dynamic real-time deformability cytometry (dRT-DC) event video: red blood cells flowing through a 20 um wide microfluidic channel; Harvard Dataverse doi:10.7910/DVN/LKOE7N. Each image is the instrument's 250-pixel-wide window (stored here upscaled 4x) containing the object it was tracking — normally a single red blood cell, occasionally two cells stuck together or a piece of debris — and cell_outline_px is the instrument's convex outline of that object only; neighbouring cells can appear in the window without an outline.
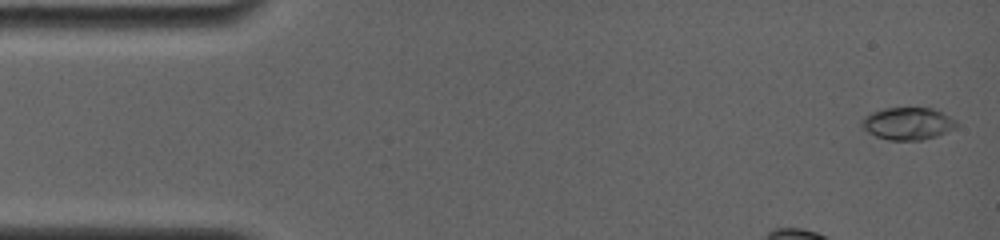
{"species": "common noctule bat (a hibernating species)", "species_latin": "Nyctalus noctula", "temperature_condition": "room temperature", "stored_images_in_passage": 20, "camera_frame_rate_fps": 4000, "um_per_image_px": 0.085, "animal": {"sex": "female", "body_mass_g": 19.0, "forearm_length_mm": 56.7}, "frame": {"image": 1, "passage_image": 1, "time_ms": 0.0, "image_size_px": [1000, 240], "cell_outline_px": [[960, 124], [956, 128], [936, 136], [920, 140], [888, 140], [876, 136], [868, 132], [860, 124], [860, 120], [864, 116], [872, 112], [888, 108], [932, 108], [956, 120]], "centroid_in_image_um": [77.16, 10.51], "position_along_channel_um": 7.8, "area_um2": 17.8}}
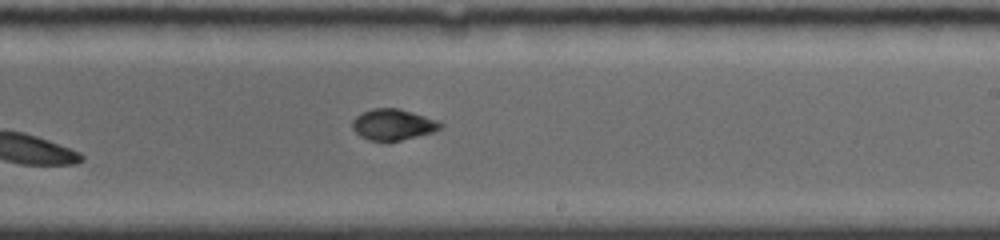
{"frame": {"image": 2, "passage_image": 20, "time_ms": 9.5, "image_size_px": [1000, 240], "cell_outline_px": [[444, 124], [440, 128], [432, 132], [400, 140], [368, 140], [360, 136], [352, 128], [352, 120], [356, 116], [372, 108], [396, 108], [412, 112], [436, 120]], "centroid_in_image_um": [33.38, 10.58], "position_along_channel_um": 255.6, "area_um2": 15.61}}